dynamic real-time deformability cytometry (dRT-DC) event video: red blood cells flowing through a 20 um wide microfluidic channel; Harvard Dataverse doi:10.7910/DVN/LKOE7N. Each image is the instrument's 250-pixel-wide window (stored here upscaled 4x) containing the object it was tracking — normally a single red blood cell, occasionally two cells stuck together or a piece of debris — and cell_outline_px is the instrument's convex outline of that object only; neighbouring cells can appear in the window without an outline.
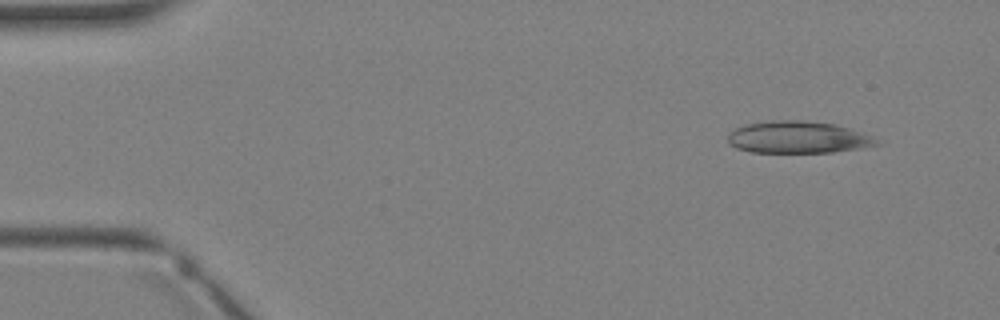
{"species": "Egyptian fruit bat (a non-hibernating species)", "species_latin": "Rousettus aegyptiacus", "temperature_condition": "warm", "stored_images_in_passage": 3, "camera_frame_rate_fps": 3000, "um_per_image_px": 0.085, "animal": {"sex": "female"}, "frame": {"image": 1, "passage_image": 1, "time_ms": 0.0, "image_size_px": [1000, 320], "cell_outline_px": [[884, 144], [860, 148], [832, 152], [752, 152], [736, 148], [728, 140], [728, 132], [736, 128], [748, 124], [768, 120], [804, 120], [836, 124], [864, 132], [872, 136]], "centroid_in_image_um": [67.88, 11.66], "position_along_channel_um": 17.1, "area_um2": 27.92}}
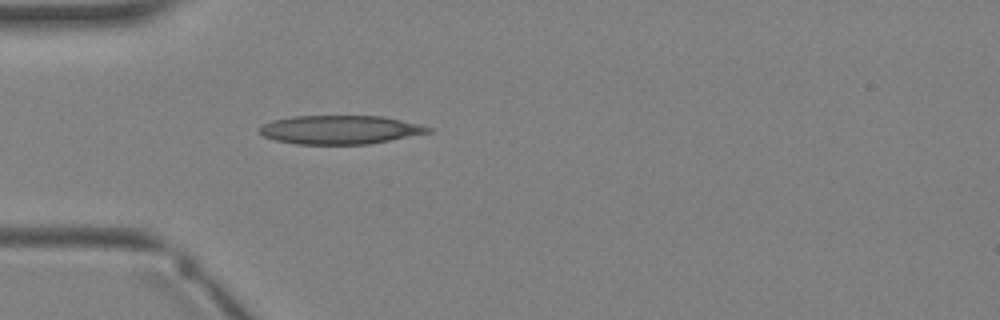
{"frame": {"image": 2, "passage_image": 3, "time_ms": 2.333, "image_size_px": [1000, 320], "cell_outline_px": [[432, 132], [368, 144], [296, 144], [276, 140], [264, 136], [260, 132], [260, 128], [264, 124], [272, 120], [292, 116], [384, 116], [420, 124], [432, 128]], "centroid_in_image_um": [28.93, 11.02], "position_along_channel_um": 56.1, "area_um2": 28.09}}